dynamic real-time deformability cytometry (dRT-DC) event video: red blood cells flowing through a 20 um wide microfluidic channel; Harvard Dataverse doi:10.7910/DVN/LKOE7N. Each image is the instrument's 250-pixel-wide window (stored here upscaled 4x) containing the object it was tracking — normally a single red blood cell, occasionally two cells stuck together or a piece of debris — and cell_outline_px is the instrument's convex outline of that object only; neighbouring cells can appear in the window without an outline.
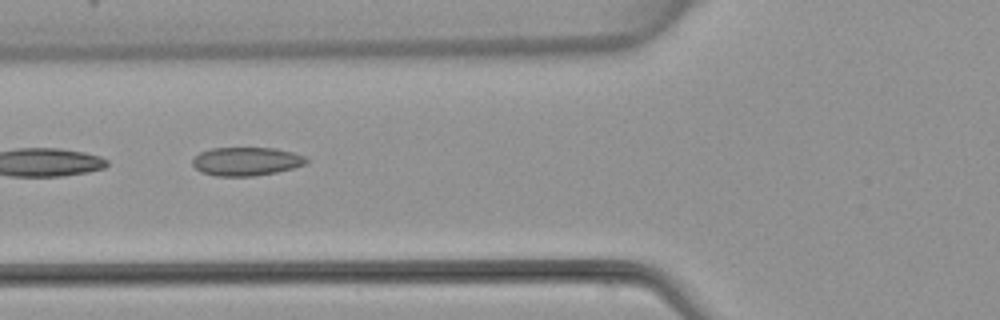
{"species": "common noctule bat (a hibernating species)", "species_latin": "Nyctalus noctula", "temperature_condition": "warm", "stored_images_in_passage": 6, "camera_frame_rate_fps": 3000, "um_per_image_px": 0.085, "animal": {"sex": "female", "body_mass_g": 22.7, "forearm_length_mm": 54.2}, "frame": {"image": 1, "passage_image": 5, "time_ms": 5.0, "image_size_px": [1000, 320], "cell_outline_px": [[308, 160], [304, 164], [292, 168], [276, 172], [252, 176], [216, 176], [200, 172], [192, 164], [192, 160], [200, 152], [212, 148], [276, 148], [292, 152], [304, 156]], "centroid_in_image_um": [20.9, 13.72], "position_along_channel_um": 104.9, "area_um2": 18.79}}
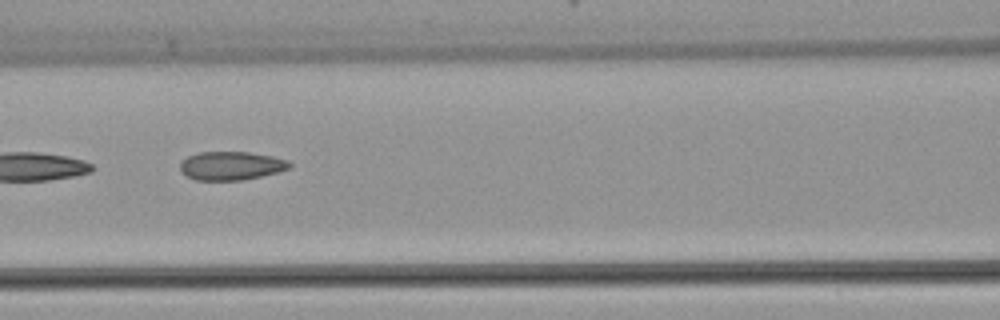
{"frame": {"image": 2, "passage_image": 6, "time_ms": 6.0, "image_size_px": [1000, 320], "cell_outline_px": [[292, 164], [288, 168], [276, 172], [260, 176], [240, 180], [196, 180], [180, 172], [180, 160], [188, 156], [200, 152], [248, 152], [272, 156], [288, 160]], "centroid_in_image_um": [19.6, 14.08], "position_along_channel_um": 147.0, "area_um2": 18.09}}